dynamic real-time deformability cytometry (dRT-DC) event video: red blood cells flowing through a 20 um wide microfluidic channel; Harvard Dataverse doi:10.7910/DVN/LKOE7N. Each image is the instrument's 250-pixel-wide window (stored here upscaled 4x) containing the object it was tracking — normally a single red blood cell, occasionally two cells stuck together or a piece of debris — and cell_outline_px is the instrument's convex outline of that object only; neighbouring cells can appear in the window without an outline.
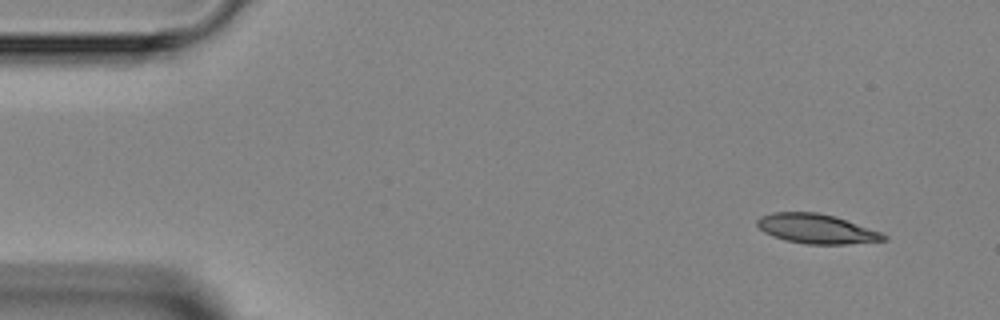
{"species": "Egyptian fruit bat (a non-hibernating species)", "species_latin": "Rousettus aegyptiacus", "temperature_condition": "room temperature", "stored_images_in_passage": 4, "camera_frame_rate_fps": 3000, "um_per_image_px": 0.085, "animal": {"sex": "female"}, "frame": {"image": 1, "passage_image": 1, "time_ms": 0.0, "image_size_px": [1000, 320], "cell_outline_px": [[888, 240], [844, 244], [808, 244], [784, 240], [772, 236], [764, 232], [756, 224], [756, 220], [760, 216], [772, 212], [816, 212], [836, 216], [880, 232], [888, 236]], "centroid_in_image_um": [69.38, 19.44], "position_along_channel_um": 15.6, "area_um2": 21.79}}
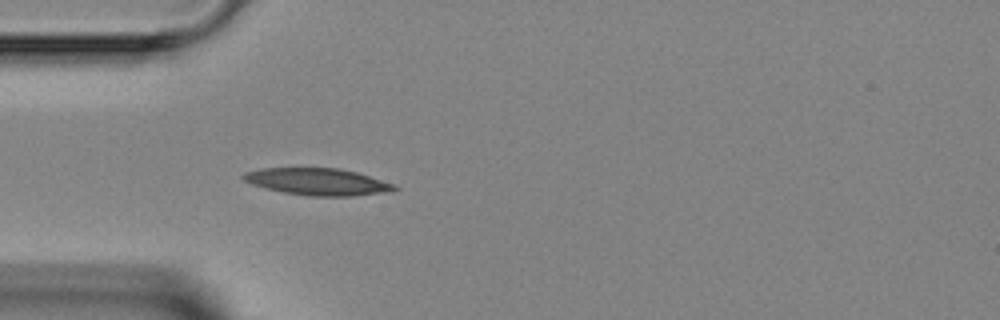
{"frame": {"image": 2, "passage_image": 4, "time_ms": 3.333, "image_size_px": [1000, 320], "cell_outline_px": [[400, 188], [388, 192], [352, 196], [308, 196], [284, 192], [264, 188], [252, 184], [244, 180], [240, 176], [244, 172], [260, 168], [340, 168], [356, 172], [396, 184]], "centroid_in_image_um": [27.0, 15.44], "position_along_channel_um": 58.0, "area_um2": 23.87}}